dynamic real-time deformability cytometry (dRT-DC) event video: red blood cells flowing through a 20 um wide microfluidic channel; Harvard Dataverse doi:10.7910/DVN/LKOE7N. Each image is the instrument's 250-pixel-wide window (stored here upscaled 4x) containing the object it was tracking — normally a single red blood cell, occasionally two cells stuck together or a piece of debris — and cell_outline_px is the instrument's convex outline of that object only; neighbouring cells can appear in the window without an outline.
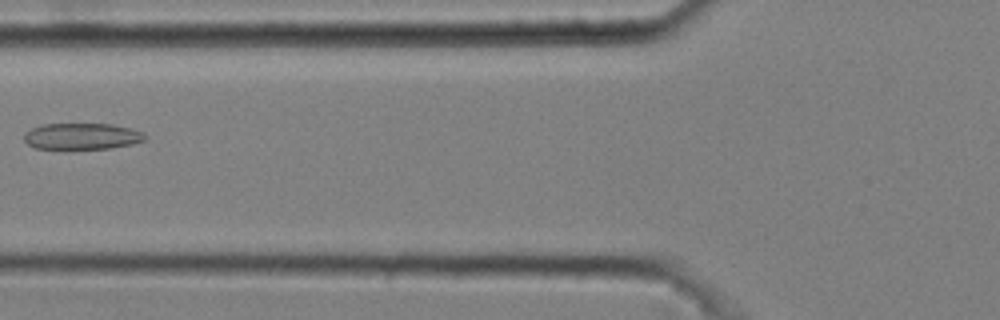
{"species": "common noctule bat (a hibernating species)", "species_latin": "Nyctalus noctula", "temperature_condition": "cold", "stored_images_in_passage": 7, "camera_frame_rate_fps": 3000, "um_per_image_px": 0.085, "animal": {"sex": "male", "body_mass_g": 20.4}, "frame": {"image": 1, "passage_image": 6, "time_ms": 1.667, "image_size_px": [1000, 320], "cell_outline_px": [[148, 136], [144, 140], [132, 144], [112, 148], [36, 148], [28, 144], [24, 140], [24, 132], [32, 128], [44, 124], [112, 124], [132, 128], [144, 132]], "centroid_in_image_um": [7.0, 11.57], "position_along_channel_um": 118.8, "area_um2": 18.5}}
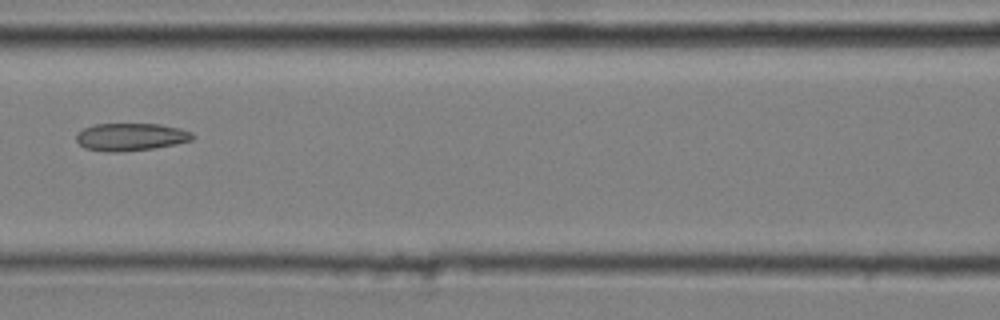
{"frame": {"image": 2, "passage_image": 7, "time_ms": 2.0, "image_size_px": [1000, 320], "cell_outline_px": [[196, 136], [192, 140], [152, 148], [120, 152], [104, 152], [84, 148], [76, 140], [76, 132], [84, 128], [96, 124], [160, 124], [180, 128], [192, 132]], "centroid_in_image_um": [11.09, 11.63], "position_along_channel_um": 155.5, "area_um2": 18.73}}